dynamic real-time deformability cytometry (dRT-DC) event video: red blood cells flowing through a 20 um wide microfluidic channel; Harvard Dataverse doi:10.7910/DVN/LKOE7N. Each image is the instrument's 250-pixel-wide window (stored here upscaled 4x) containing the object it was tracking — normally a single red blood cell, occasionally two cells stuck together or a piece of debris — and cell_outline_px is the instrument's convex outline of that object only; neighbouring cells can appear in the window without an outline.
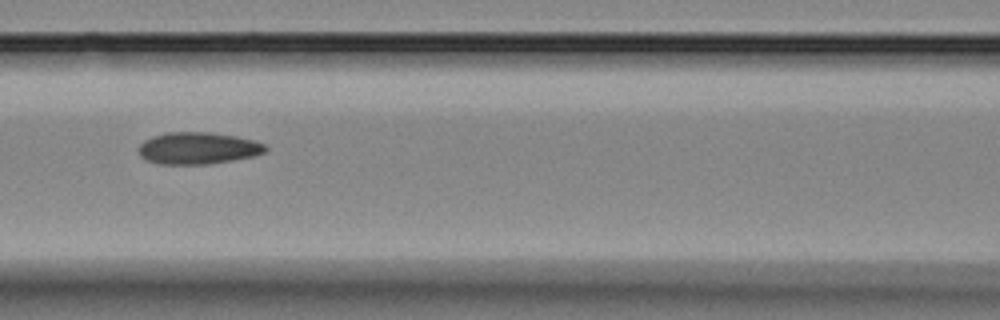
{"species": "Egyptian fruit bat (a non-hibernating species)", "species_latin": "Rousettus aegyptiacus", "temperature_condition": "room temperature", "stored_images_in_passage": 6, "camera_frame_rate_fps": 3000, "um_per_image_px": 0.085, "animal": {"sex": "female"}, "frame": {"image": 1, "passage_image": 6, "time_ms": 5.667, "image_size_px": [1000, 320], "cell_outline_px": [[268, 148], [264, 152], [256, 156], [208, 164], [160, 164], [148, 160], [140, 156], [140, 144], [144, 140], [152, 136], [164, 132], [212, 132], [236, 136], [252, 140], [264, 144]], "centroid_in_image_um": [16.83, 12.59], "position_along_channel_um": 149.8, "area_um2": 23.58}}